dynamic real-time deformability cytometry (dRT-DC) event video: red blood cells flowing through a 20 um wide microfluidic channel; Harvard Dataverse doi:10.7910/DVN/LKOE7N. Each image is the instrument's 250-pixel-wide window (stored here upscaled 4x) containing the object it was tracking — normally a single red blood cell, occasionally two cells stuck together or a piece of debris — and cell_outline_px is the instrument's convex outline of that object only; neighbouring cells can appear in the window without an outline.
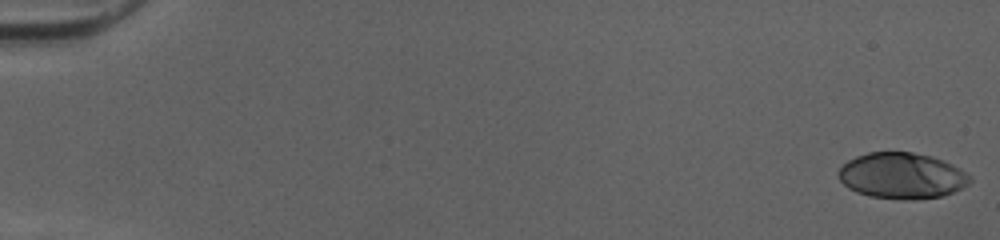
{"species": "human", "species_latin": "Homo sapiens", "temperature_condition": "cold", "stored_images_in_passage": 51, "camera_frame_rate_fps": 3000, "um_per_image_px": 0.085, "donor": {"sex": "female"}, "frame": {"image": 1, "passage_image": 1, "time_ms": 0.0, "image_size_px": [1000, 240], "cell_outline_px": [[972, 180], [968, 184], [944, 196], [912, 200], [904, 200], [868, 196], [856, 192], [848, 188], [840, 180], [836, 172], [848, 160], [856, 156], [868, 152], [912, 152], [932, 156], [944, 160], [952, 164], [972, 176]], "centroid_in_image_um": [76.66, 14.94], "position_along_channel_um": 8.3, "area_um2": 35.49}}
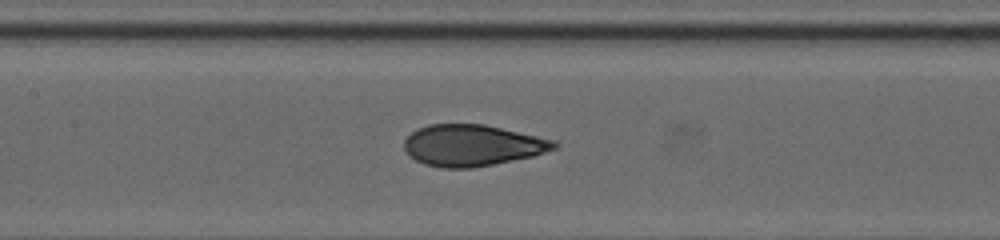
{"frame": {"image": 2, "passage_image": 26, "time_ms": 8.333, "image_size_px": [1000, 240], "cell_outline_px": [[560, 144], [556, 148], [532, 156], [472, 168], [440, 168], [424, 164], [408, 156], [404, 148], [404, 140], [416, 128], [428, 124], [484, 124], [556, 140]], "centroid_in_image_um": [40.11, 12.35], "position_along_channel_um": 167.3, "area_um2": 36.24}}
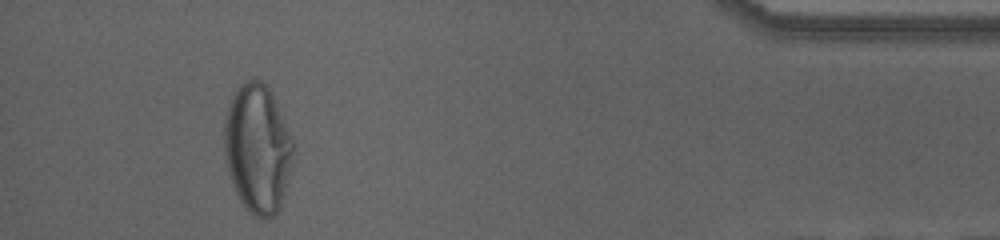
{"frame": {"image": 3, "passage_image": 48, "time_ms": 15.667, "image_size_px": [1000, 240], "cell_outline_px": [[296, 144], [284, 196], [280, 208], [276, 216], [268, 220], [264, 220], [248, 212], [236, 196], [232, 188], [228, 176], [224, 160], [224, 120], [228, 104], [236, 88], [244, 80], [260, 80], [272, 92], [276, 100]], "centroid_in_image_um": [21.89, 12.67], "position_along_channel_um": 413.3, "area_um2": 53.23}, "authors_computed_cell_mechanics": {"area_um2": 36.0672, "velocity_mm_per_s": 4.056, "shape_relaxation_time_tau1_ms": 5.2103, "shape_relaxation_time_tau2_ms": 0.7044, "deformation_change_tau1": 0.23, "deformation_change_tau2": 0.0608}}